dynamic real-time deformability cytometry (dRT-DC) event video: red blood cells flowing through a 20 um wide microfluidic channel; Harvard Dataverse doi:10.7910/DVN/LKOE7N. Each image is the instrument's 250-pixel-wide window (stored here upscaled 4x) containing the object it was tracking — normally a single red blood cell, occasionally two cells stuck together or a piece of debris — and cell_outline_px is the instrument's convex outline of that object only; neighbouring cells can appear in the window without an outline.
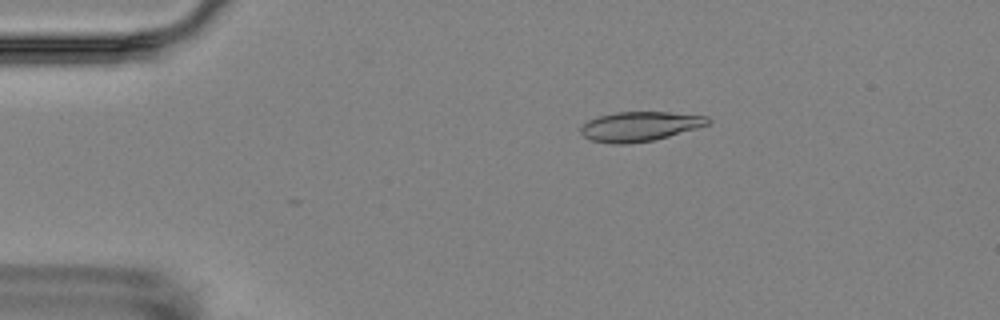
{"species": "Egyptian fruit bat (a non-hibernating species)", "species_latin": "Rousettus aegyptiacus", "temperature_condition": "room temperature", "stored_images_in_passage": 4, "camera_frame_rate_fps": 3000, "um_per_image_px": 0.085, "animal": {"sex": "female"}, "frame": {"image": 1, "passage_image": 3, "time_ms": 2.333, "image_size_px": [1000, 320], "cell_outline_px": [[712, 120], [708, 124], [696, 128], [668, 136], [652, 140], [628, 144], [612, 144], [592, 140], [584, 136], [580, 132], [580, 128], [588, 120], [600, 116], [616, 112], [668, 112], [708, 116]], "centroid_in_image_um": [54.38, 10.74], "position_along_channel_um": 30.6, "area_um2": 21.73}}